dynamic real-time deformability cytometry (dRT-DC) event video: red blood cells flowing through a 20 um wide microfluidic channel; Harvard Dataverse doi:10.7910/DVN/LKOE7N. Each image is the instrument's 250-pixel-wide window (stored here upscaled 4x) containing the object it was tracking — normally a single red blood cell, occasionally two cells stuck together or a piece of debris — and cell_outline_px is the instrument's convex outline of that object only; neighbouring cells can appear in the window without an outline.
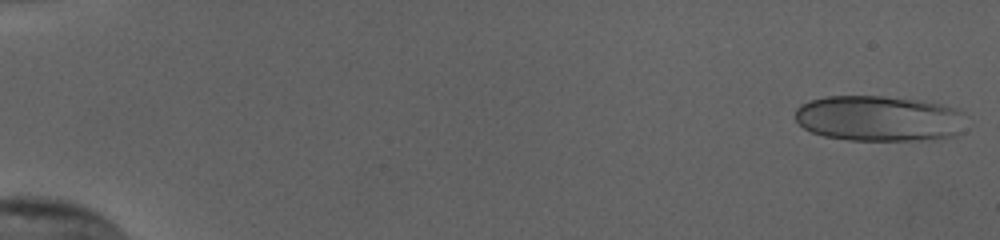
{"species": "human", "species_latin": "Homo sapiens", "temperature_condition": "cold", "stored_images_in_passage": 55, "camera_frame_rate_fps": 3000, "um_per_image_px": 0.085, "donor": {"sex": "female"}, "frame": {"image": 1, "passage_image": 2, "time_ms": 0.333, "image_size_px": [1000, 240], "cell_outline_px": [[964, 132], [956, 136], [940, 140], [848, 140], [824, 136], [812, 132], [804, 128], [796, 120], [796, 108], [800, 104], [824, 96], [884, 96], [920, 100], [960, 108], [964, 112]], "centroid_in_image_um": [74.8, 10.08], "position_along_channel_um": 10.2, "area_um2": 46.24}}
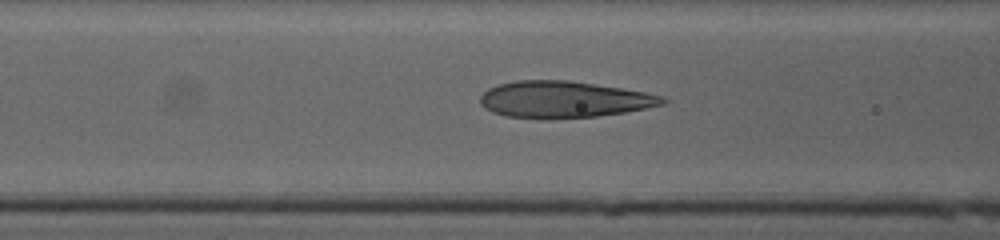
{"frame": {"image": 2, "passage_image": 24, "time_ms": 7.667, "image_size_px": [1000, 240], "cell_outline_px": [[668, 100], [664, 104], [624, 112], [596, 116], [508, 116], [492, 112], [484, 108], [480, 104], [480, 96], [488, 88], [500, 84], [516, 80], [568, 80], [596, 84], [644, 92], [660, 96]], "centroid_in_image_um": [47.9, 8.41], "position_along_channel_um": 118.7, "area_um2": 37.63}}
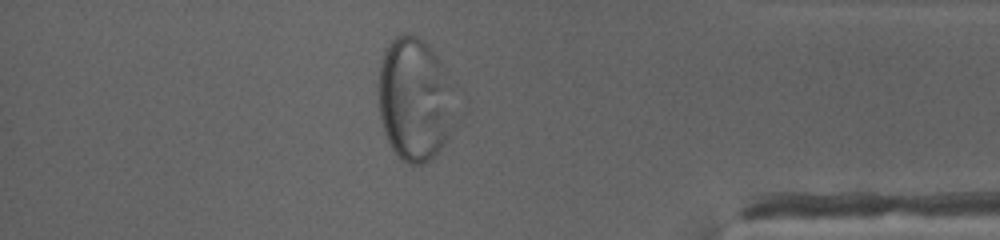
{"frame": {"image": 3, "passage_image": 48, "time_ms": 15.667, "image_size_px": [1000, 240], "cell_outline_px": [[448, 136], [444, 144], [428, 160], [420, 164], [408, 164], [392, 148], [384, 132], [380, 116], [380, 60], [384, 48], [396, 36], [404, 32], [416, 36], [424, 40], [428, 44], [436, 56], [440, 64], [448, 132]], "centroid_in_image_um": [35.05, 8.41], "position_along_channel_um": 400.2, "area_um2": 51.1}, "authors_computed_cell_mechanics": {"area_um2": 41.905, "velocity_mm_per_s": 3.8177, "shape_relaxation_time_tau1_ms": 8.5169, "shape_relaxation_time_tau2_ms": null, "deformation_change_tau1": 0.3176, "deformation_change_tau2": null}}